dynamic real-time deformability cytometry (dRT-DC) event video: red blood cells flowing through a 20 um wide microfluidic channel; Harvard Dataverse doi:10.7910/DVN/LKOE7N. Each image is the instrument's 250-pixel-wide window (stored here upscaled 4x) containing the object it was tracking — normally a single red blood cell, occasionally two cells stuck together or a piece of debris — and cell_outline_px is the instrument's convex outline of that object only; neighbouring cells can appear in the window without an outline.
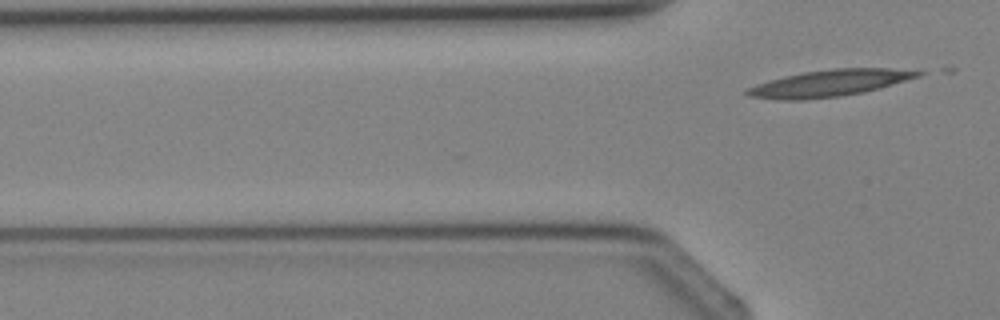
{"species": "Egyptian fruit bat (a non-hibernating species)", "species_latin": "Rousettus aegyptiacus", "temperature_condition": "cold", "stored_images_in_passage": 4, "camera_frame_rate_fps": 3000, "um_per_image_px": 0.085, "animal": {"sex": "female"}, "frame": {"image": 1, "passage_image": 4, "time_ms": 3.667, "image_size_px": [1000, 320], "cell_outline_px": [[924, 72], [920, 76], [864, 92], [840, 96], [804, 100], [780, 100], [748, 96], [744, 92], [744, 88], [768, 80], [784, 76], [804, 72], [832, 68], [892, 68]], "centroid_in_image_um": [70.43, 7.07], "position_along_channel_um": 55.4, "area_um2": 26.53}}